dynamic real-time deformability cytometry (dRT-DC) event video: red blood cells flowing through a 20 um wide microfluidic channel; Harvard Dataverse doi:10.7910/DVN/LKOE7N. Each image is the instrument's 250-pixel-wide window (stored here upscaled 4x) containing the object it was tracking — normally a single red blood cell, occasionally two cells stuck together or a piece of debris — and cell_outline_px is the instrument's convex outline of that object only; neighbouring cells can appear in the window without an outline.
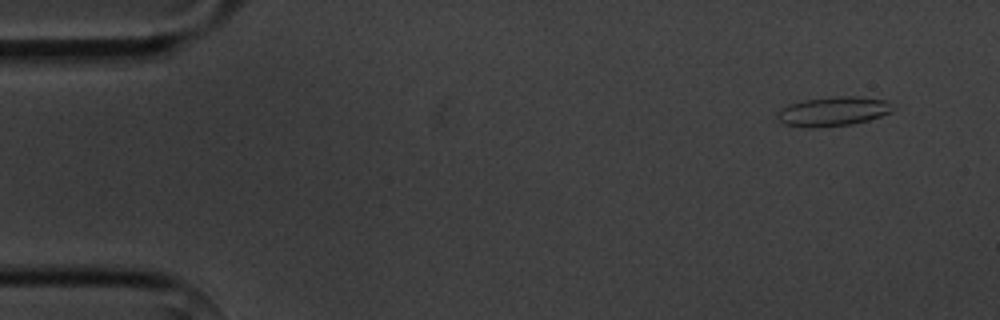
{"species": "common noctule bat (a hibernating species)", "species_latin": "Nyctalus noctula", "temperature_condition": "cold", "stored_images_in_passage": 4, "camera_frame_rate_fps": 3000, "um_per_image_px": 0.085, "animal": {"sex": "male", "body_mass_g": 20.1, "forearm_length_mm": 53.5}, "frame": {"image": 1, "passage_image": 1, "time_ms": 0.0, "image_size_px": [1000, 320], "cell_outline_px": [[892, 112], [868, 120], [852, 124], [816, 128], [804, 128], [784, 124], [776, 120], [776, 112], [780, 108], [788, 104], [804, 100], [836, 96], [856, 96], [884, 100], [888, 104]], "centroid_in_image_um": [70.69, 9.48], "position_along_channel_um": 14.3, "area_um2": 19.83}}